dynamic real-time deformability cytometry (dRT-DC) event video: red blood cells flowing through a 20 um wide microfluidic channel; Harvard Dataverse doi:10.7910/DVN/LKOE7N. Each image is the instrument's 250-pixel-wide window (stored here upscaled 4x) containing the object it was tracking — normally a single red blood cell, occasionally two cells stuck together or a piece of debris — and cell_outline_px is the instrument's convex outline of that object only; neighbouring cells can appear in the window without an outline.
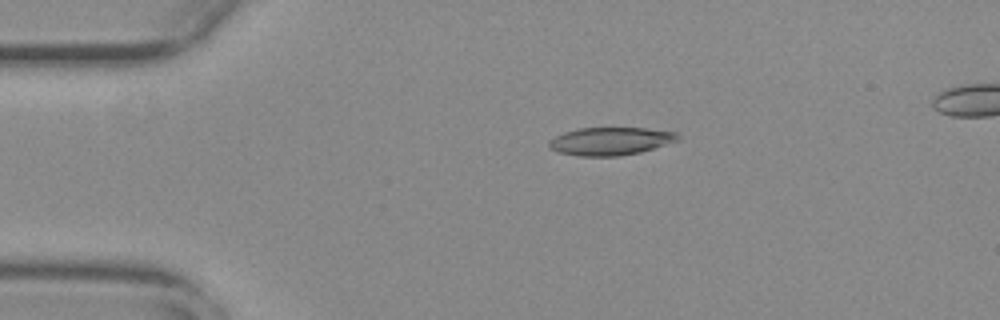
{"species": "common noctule bat (a hibernating species)", "species_latin": "Nyctalus noctula", "temperature_condition": "warm", "stored_images_in_passage": 55, "camera_frame_rate_fps": 3000, "um_per_image_px": 0.085, "animal": {"sex": "female", "body_mass_g": 29.2, "forearm_length_mm": 56.3}, "frame": {"image": 1, "passage_image": 11, "time_ms": 3.333, "image_size_px": [1000, 320], "cell_outline_px": [[680, 140], [640, 152], [620, 156], [580, 156], [560, 152], [552, 148], [548, 144], [548, 140], [564, 132], [580, 128], [644, 128], [676, 132], [680, 136]], "centroid_in_image_um": [51.92, 12.0], "position_along_channel_um": 33.1, "area_um2": 20.81}}
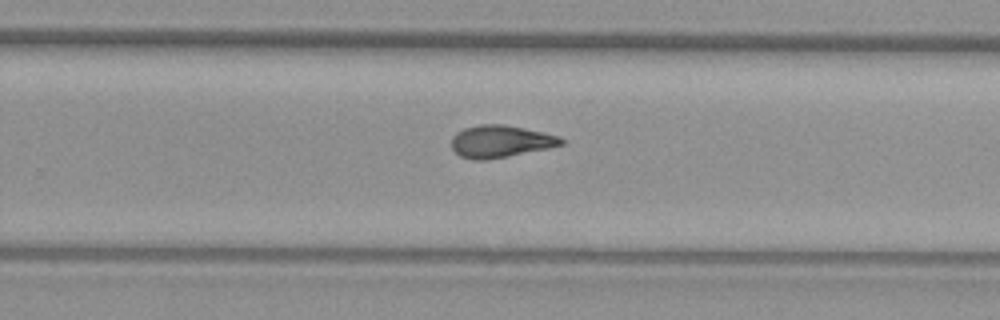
{"frame": {"image": 2, "passage_image": 35, "time_ms": 11.333, "image_size_px": [1000, 320], "cell_outline_px": [[564, 144], [548, 148], [488, 160], [472, 160], [460, 156], [452, 148], [452, 136], [456, 132], [464, 128], [480, 124], [504, 124], [524, 128], [556, 136], [564, 140]], "centroid_in_image_um": [42.49, 12.02], "position_along_channel_um": 287.3, "area_um2": 20.46}}
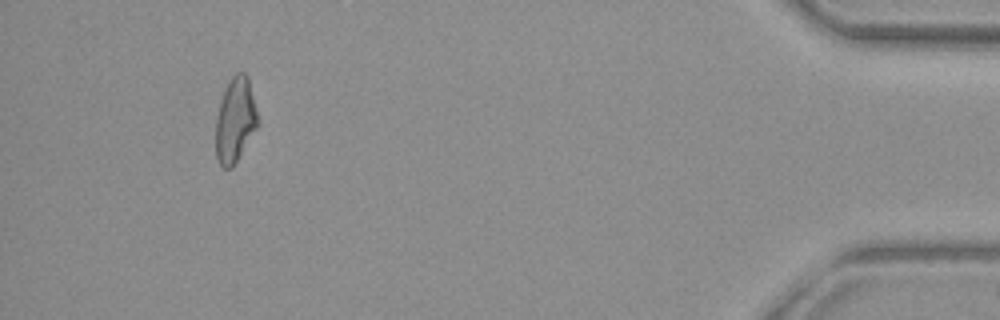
{"frame": {"image": 3, "passage_image": 51, "time_ms": 16.667, "image_size_px": [1000, 320], "cell_outline_px": [[256, 128], [232, 168], [224, 168], [220, 164], [216, 156], [216, 120], [224, 88], [228, 80], [236, 72], [244, 72], [248, 76], [256, 112]], "centroid_in_image_um": [19.96, 10.18], "position_along_channel_um": 415.2, "area_um2": 20.23}}